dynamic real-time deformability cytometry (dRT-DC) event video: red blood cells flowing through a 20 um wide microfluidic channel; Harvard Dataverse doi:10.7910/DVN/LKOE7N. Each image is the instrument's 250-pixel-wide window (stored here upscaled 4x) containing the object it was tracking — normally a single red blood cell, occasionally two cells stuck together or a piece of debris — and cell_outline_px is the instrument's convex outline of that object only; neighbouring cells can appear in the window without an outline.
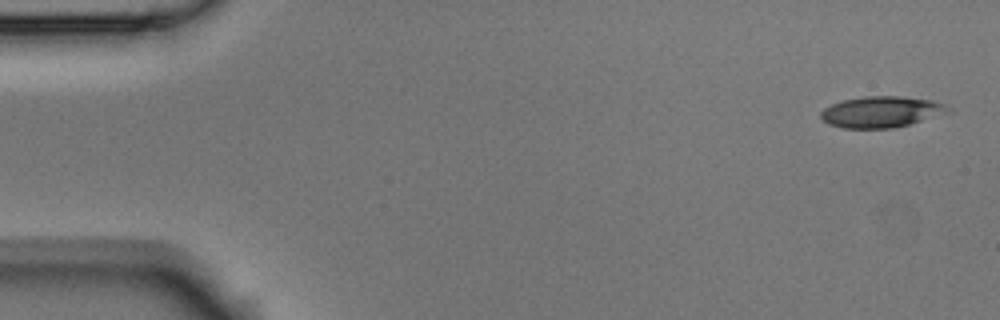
{"species": "Egyptian fruit bat (a non-hibernating species)", "species_latin": "Rousettus aegyptiacus", "temperature_condition": "room temperature", "stored_images_in_passage": 6, "camera_frame_rate_fps": 3000, "um_per_image_px": 0.085, "animal": {"sex": "male"}, "frame": {"image": 1, "passage_image": 1, "time_ms": 0.0, "image_size_px": [1000, 320], "cell_outline_px": [[952, 112], [908, 124], [892, 128], [844, 128], [828, 124], [820, 116], [820, 112], [824, 108], [832, 104], [844, 100], [864, 96], [900, 96], [932, 100], [944, 104], [952, 108]], "centroid_in_image_um": [74.94, 9.5], "position_along_channel_um": 10.1, "area_um2": 23.06}}
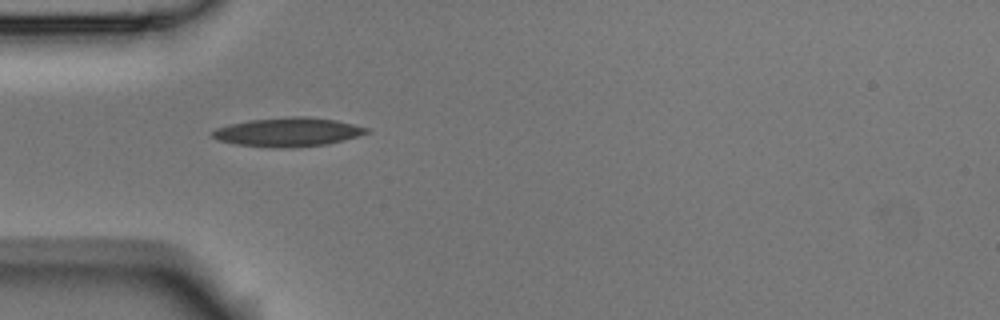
{"frame": {"image": 2, "passage_image": 5, "time_ms": 1.333, "image_size_px": [1000, 320], "cell_outline_px": [[368, 132], [344, 140], [328, 144], [292, 148], [272, 148], [236, 144], [220, 140], [212, 136], [212, 132], [216, 128], [228, 124], [248, 120], [288, 116], [308, 116], [336, 120], [368, 128]], "centroid_in_image_um": [24.46, 11.22], "position_along_channel_um": 60.5, "area_um2": 26.01}}
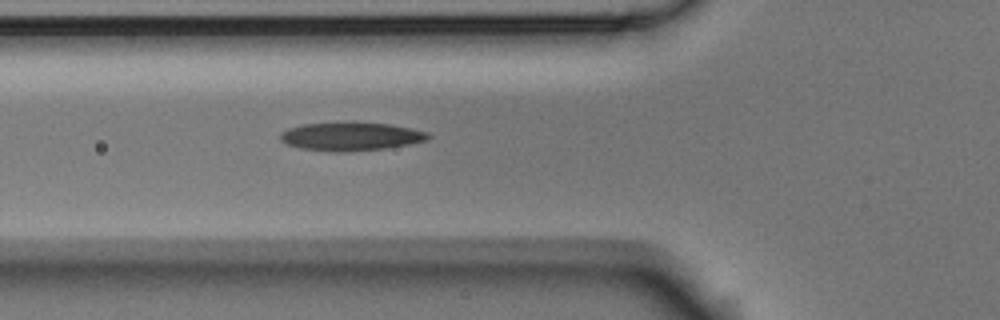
{"frame": {"image": 3, "passage_image": 6, "time_ms": 1.667, "image_size_px": [1000, 320], "cell_outline_px": [[432, 136], [424, 140], [408, 144], [384, 148], [340, 152], [328, 152], [300, 148], [288, 144], [280, 140], [280, 132], [288, 128], [300, 124], [356, 120], [392, 124], [412, 128], [428, 132]], "centroid_in_image_um": [29.79, 11.55], "position_along_channel_um": 96.0, "area_um2": 25.14}}